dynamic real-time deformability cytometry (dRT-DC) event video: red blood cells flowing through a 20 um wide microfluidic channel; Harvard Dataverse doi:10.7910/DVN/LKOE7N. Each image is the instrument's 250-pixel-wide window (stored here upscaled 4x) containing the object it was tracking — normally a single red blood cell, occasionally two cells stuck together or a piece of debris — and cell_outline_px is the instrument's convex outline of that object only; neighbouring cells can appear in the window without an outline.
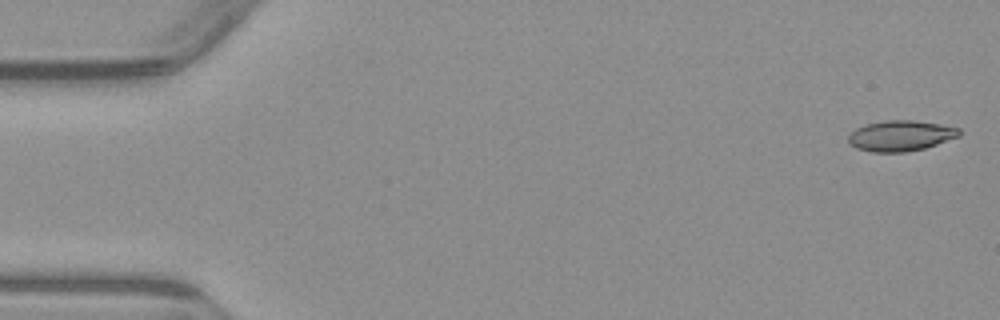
{"species": "common noctule bat (a hibernating species)", "species_latin": "Nyctalus noctula", "temperature_condition": "warm", "stored_images_in_passage": 8, "camera_frame_rate_fps": 3000, "um_per_image_px": 0.085, "animal": {"sex": "male", "body_mass_g": 23.1, "forearm_length_mm": 52.7}, "frame": {"image": 1, "passage_image": 1, "time_ms": 0.0, "image_size_px": [1000, 320], "cell_outline_px": [[960, 136], [924, 148], [908, 152], [872, 152], [856, 148], [848, 144], [848, 136], [856, 128], [868, 124], [888, 120], [912, 120], [960, 128]], "centroid_in_image_um": [76.53, 11.55], "position_along_channel_um": 8.5, "area_um2": 19.59}}
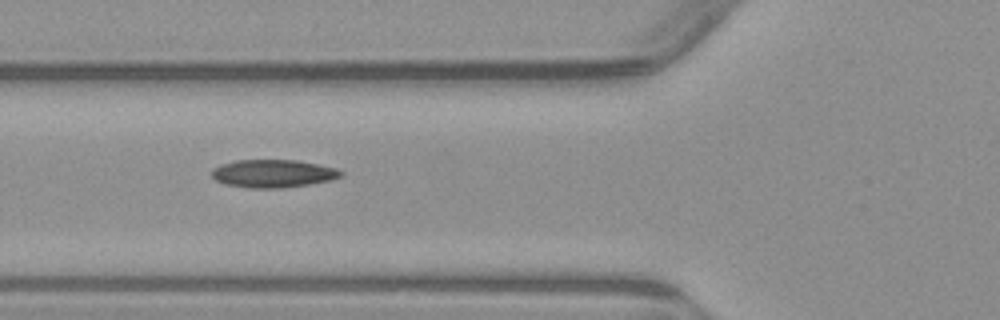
{"frame": {"image": 2, "passage_image": 6, "time_ms": 6.0, "image_size_px": [1000, 320], "cell_outline_px": [[344, 172], [340, 176], [332, 180], [308, 184], [280, 188], [248, 188], [224, 184], [216, 180], [212, 176], [212, 168], [220, 164], [236, 160], [296, 160], [336, 168]], "centroid_in_image_um": [23.18, 14.75], "position_along_channel_um": 102.6, "area_um2": 20.98}}
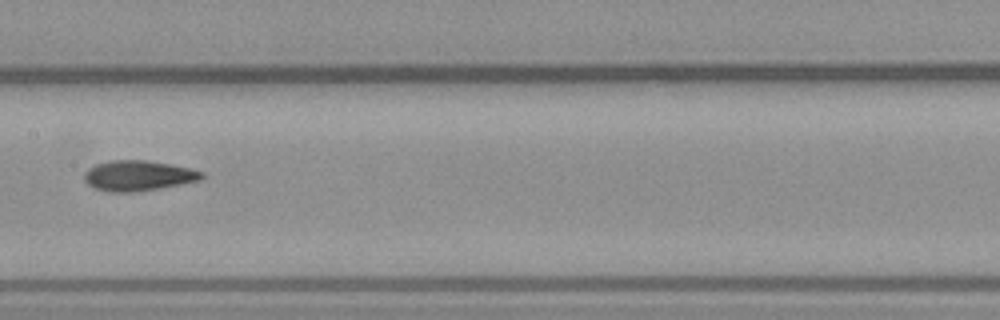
{"frame": {"image": 3, "passage_image": 8, "time_ms": 8.333, "image_size_px": [1000, 320], "cell_outline_px": [[204, 176], [200, 180], [180, 184], [132, 192], [112, 192], [96, 188], [88, 184], [84, 180], [84, 172], [88, 168], [96, 164], [112, 160], [148, 160], [172, 164], [192, 168], [204, 172]], "centroid_in_image_um": [11.76, 14.91], "position_along_channel_um": 195.6, "area_um2": 20.69}}